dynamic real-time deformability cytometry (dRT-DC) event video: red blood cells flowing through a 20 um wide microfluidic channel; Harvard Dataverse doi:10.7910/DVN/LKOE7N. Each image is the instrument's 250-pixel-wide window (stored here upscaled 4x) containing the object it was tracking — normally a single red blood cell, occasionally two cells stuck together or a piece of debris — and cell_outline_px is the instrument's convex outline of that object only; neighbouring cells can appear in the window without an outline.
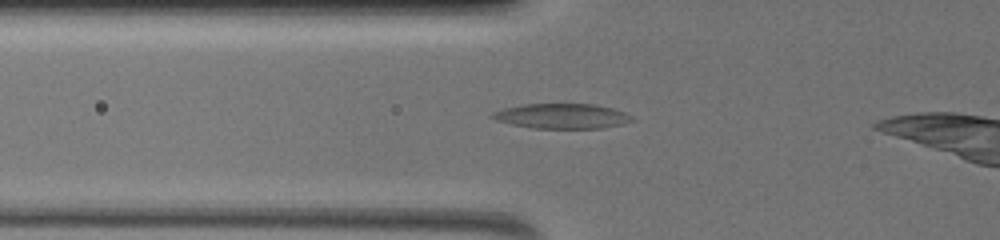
{"species": "common noctule bat (a hibernating species)", "species_latin": "Nyctalus noctula", "temperature_condition": "warm", "stored_images_in_passage": 39, "camera_frame_rate_fps": 3000, "um_per_image_px": 0.085, "animal": {"sex": "female", "body_mass_g": 19.5, "forearm_length_mm": 54.1}, "frame": {"image": 1, "passage_image": 9, "time_ms": 2.667, "image_size_px": [1000, 240], "cell_outline_px": [[636, 120], [624, 124], [600, 128], [532, 128], [512, 124], [496, 120], [488, 116], [492, 112], [504, 108], [524, 104], [596, 104], [612, 108], [624, 112], [632, 116]], "centroid_in_image_um": [47.78, 9.87], "position_along_channel_um": 78.0, "area_um2": 20.4}}
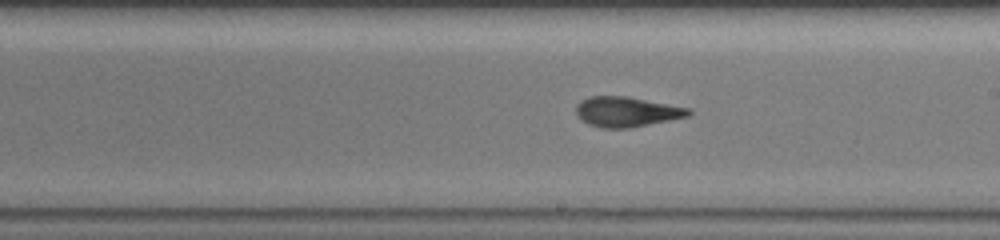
{"frame": {"image": 2, "passage_image": 22, "time_ms": 7.0, "image_size_px": [1000, 240], "cell_outline_px": [[692, 112], [688, 116], [628, 128], [600, 128], [588, 124], [580, 120], [576, 112], [576, 104], [580, 100], [588, 96], [624, 96], [688, 108]], "centroid_in_image_um": [53.17, 9.5], "position_along_channel_um": 235.8, "area_um2": 19.48}}
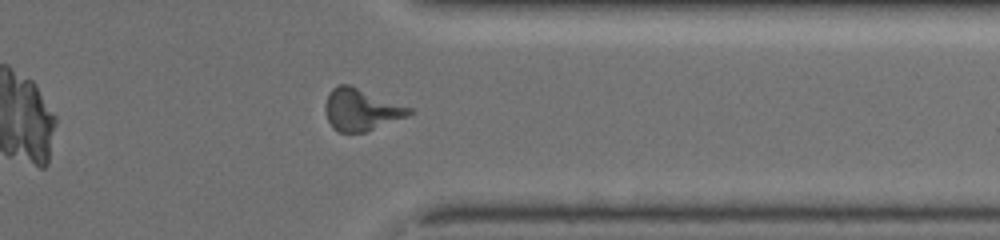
{"frame": {"image": 3, "passage_image": 34, "time_ms": 11.0, "image_size_px": [1000, 240], "cell_outline_px": [[412, 112], [408, 116], [368, 132], [340, 132], [332, 128], [324, 112], [324, 104], [332, 88], [340, 84], [348, 84], [412, 108]], "centroid_in_image_um": [30.68, 9.34], "position_along_channel_um": 380.7, "area_um2": 20.52}}